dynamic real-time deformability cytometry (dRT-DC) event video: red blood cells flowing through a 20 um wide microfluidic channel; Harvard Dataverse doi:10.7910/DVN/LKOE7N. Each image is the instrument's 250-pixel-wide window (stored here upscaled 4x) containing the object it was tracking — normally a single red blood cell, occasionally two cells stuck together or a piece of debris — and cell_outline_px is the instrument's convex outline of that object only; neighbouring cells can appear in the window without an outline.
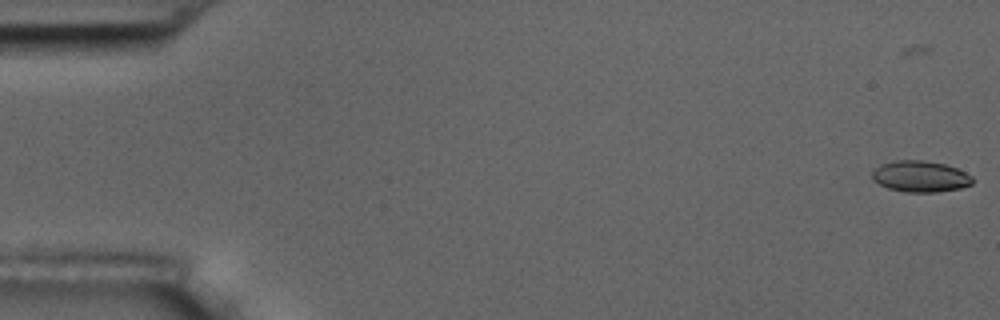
{"species": "common noctule bat (a hibernating species)", "species_latin": "Nyctalus noctula", "temperature_condition": "room temperature", "stored_images_in_passage": 14, "camera_frame_rate_fps": 3000, "um_per_image_px": 0.085, "animal": {"sex": "male", "body_mass_g": 17.5, "forearm_length_mm": 52.3}, "frame": {"image": 1, "passage_image": 1, "time_ms": 0.0, "image_size_px": [1000, 320], "cell_outline_px": [[972, 184], [960, 188], [936, 192], [908, 192], [888, 188], [872, 180], [872, 172], [880, 164], [896, 160], [920, 160], [944, 164], [956, 168], [972, 176]], "centroid_in_image_um": [78.21, 14.99], "position_along_channel_um": 6.8, "area_um2": 18.09}}
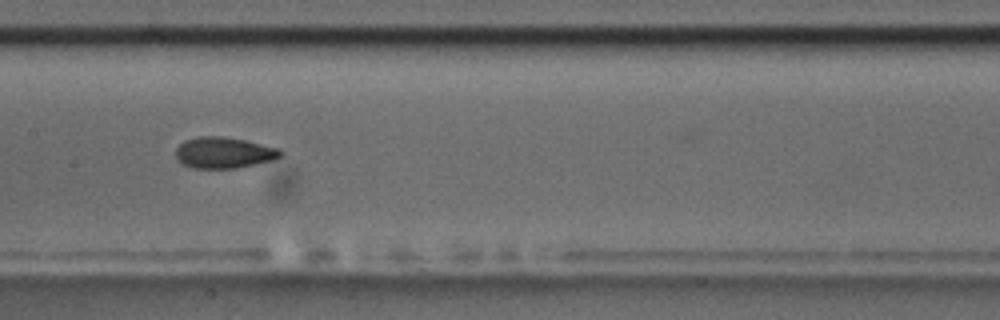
{"frame": {"image": 2, "passage_image": 8, "time_ms": 9.0, "image_size_px": [1000, 320], "cell_outline_px": [[284, 152], [280, 156], [272, 160], [256, 164], [236, 168], [192, 168], [176, 160], [176, 148], [184, 140], [196, 136], [220, 136], [244, 140], [280, 148]], "centroid_in_image_um": [19.01, 12.97], "position_along_channel_um": 188.4, "area_um2": 19.07}}
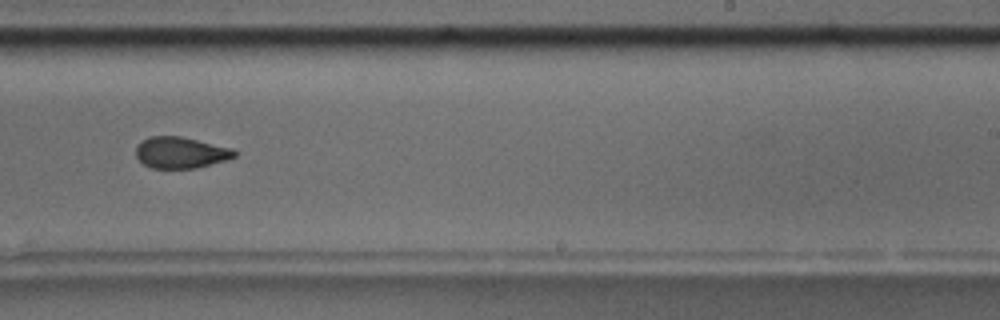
{"frame": {"image": 3, "passage_image": 10, "time_ms": 11.333, "image_size_px": [1000, 320], "cell_outline_px": [[236, 156], [224, 160], [196, 168], [152, 168], [144, 164], [136, 156], [136, 144], [140, 140], [148, 136], [180, 136], [232, 148], [236, 152]], "centroid_in_image_um": [15.31, 12.95], "position_along_channel_um": 273.7, "area_um2": 17.92}, "authors_computed_cell_mechanics": {"area_um2": 18.6694, "velocity_mm_per_s": 3.6669, "shape_relaxation_time_tau1_ms": 7.7517, "shape_relaxation_time_tau2_ms": 2.2007, "deformation_change_tau1": 0.1517, "deformation_change_tau2": 0.0591}}